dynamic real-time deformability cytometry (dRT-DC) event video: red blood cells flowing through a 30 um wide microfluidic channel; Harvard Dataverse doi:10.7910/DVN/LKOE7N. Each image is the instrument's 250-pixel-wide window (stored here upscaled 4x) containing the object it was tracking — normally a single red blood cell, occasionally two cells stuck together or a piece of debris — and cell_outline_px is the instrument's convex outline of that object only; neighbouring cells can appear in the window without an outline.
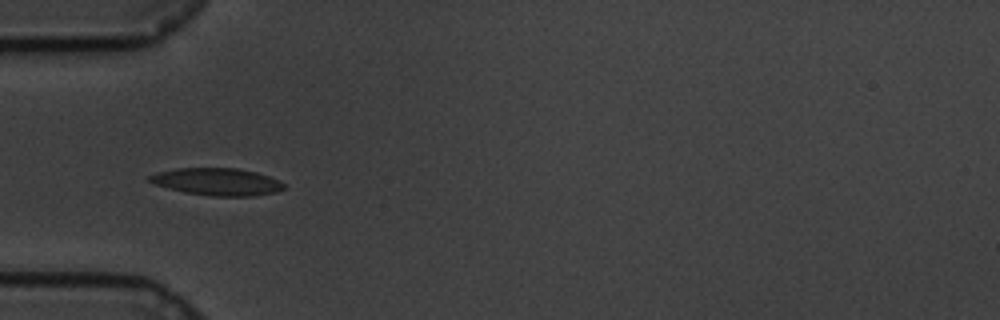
{"species": "common noctule bat (a hibernating species)", "species_latin": "Nyctalus noctula", "temperature_condition": "cold", "stored_images_in_passage": 14, "camera_frame_rate_fps": 3000, "um_per_image_px": 0.085, "animal": {"sex": "male", "body_mass_g": 19.5, "forearm_length_mm": 54.6}, "frame": {"image": 1, "passage_image": 3, "time_ms": 0.667, "image_size_px": [1000, 320], "cell_outline_px": [[284, 188], [276, 192], [256, 196], [212, 196], [184, 192], [156, 184], [148, 180], [148, 176], [156, 172], [176, 168], [236, 168], [256, 172], [280, 180], [284, 184]], "centroid_in_image_um": [18.47, 15.44], "position_along_channel_um": 66.5, "area_um2": 21.33}}
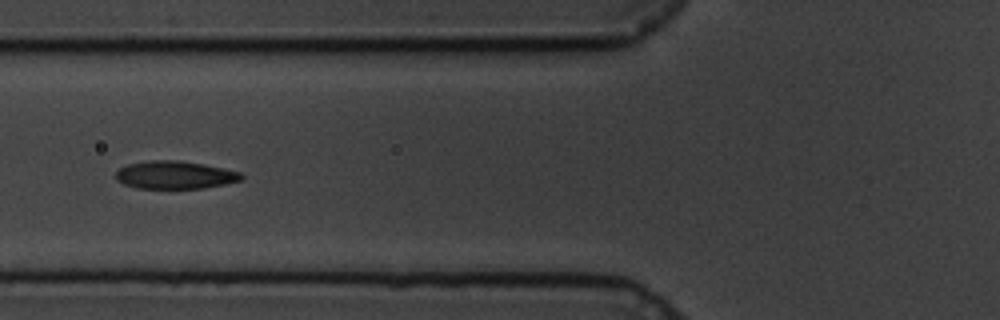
{"frame": {"image": 2, "passage_image": 7, "time_ms": 2.0, "image_size_px": [1000, 320], "cell_outline_px": [[244, 176], [240, 180], [224, 184], [204, 188], [136, 188], [124, 184], [116, 180], [116, 172], [120, 168], [128, 164], [152, 160], [180, 160], [204, 164], [240, 172]], "centroid_in_image_um": [14.85, 14.87], "position_along_channel_um": 110.9, "area_um2": 20.29}}
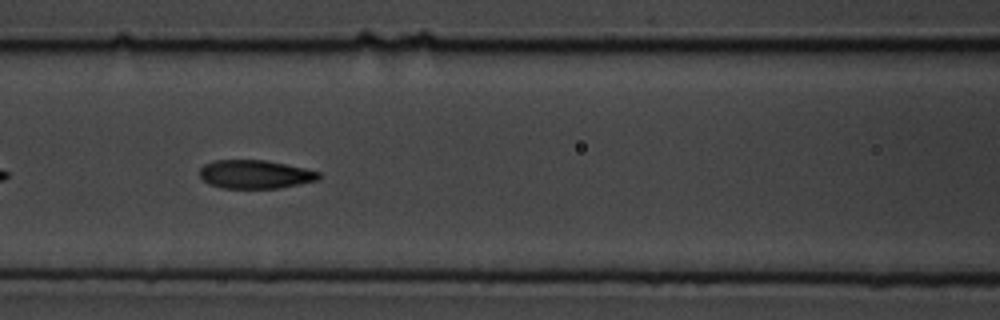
{"frame": {"image": 3, "passage_image": 10, "time_ms": 3.0, "image_size_px": [1000, 320], "cell_outline_px": [[320, 180], [280, 188], [220, 188], [208, 184], [200, 176], [200, 168], [204, 164], [212, 160], [264, 160], [304, 168], [320, 172]], "centroid_in_image_um": [21.68, 14.82], "position_along_channel_um": 144.9, "area_um2": 19.88}}